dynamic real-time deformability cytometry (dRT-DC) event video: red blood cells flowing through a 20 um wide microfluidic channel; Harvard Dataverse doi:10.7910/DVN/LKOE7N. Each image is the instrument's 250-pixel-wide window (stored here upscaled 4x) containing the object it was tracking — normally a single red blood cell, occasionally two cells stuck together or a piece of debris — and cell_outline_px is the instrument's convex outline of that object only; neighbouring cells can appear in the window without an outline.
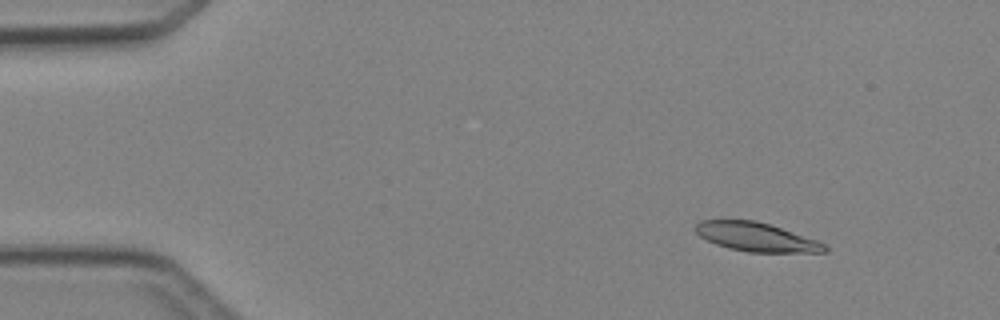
{"species": "Egyptian fruit bat (a non-hibernating species)", "species_latin": "Rousettus aegyptiacus", "temperature_condition": "cold", "stored_images_in_passage": 5, "camera_frame_rate_fps": 3000, "um_per_image_px": 0.085, "animal": {"sex": "female"}, "frame": {"image": 1, "passage_image": 2, "time_ms": 1.0, "image_size_px": [1000, 320], "cell_outline_px": [[828, 252], [748, 252], [728, 248], [716, 244], [700, 236], [692, 228], [700, 220], [756, 220], [816, 240], [824, 244], [828, 248]], "centroid_in_image_um": [64.24, 20.14], "position_along_channel_um": 20.8, "area_um2": 21.5}}
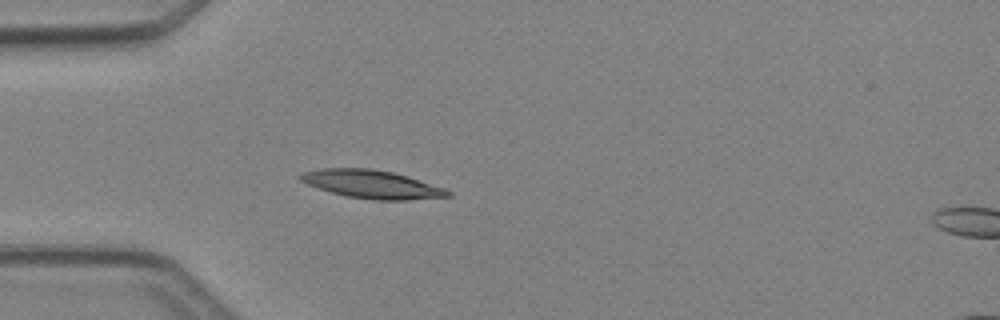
{"frame": {"image": 2, "passage_image": 4, "time_ms": 3.667, "image_size_px": [1000, 320], "cell_outline_px": [[452, 196], [408, 200], [372, 200], [348, 196], [332, 192], [308, 184], [300, 180], [296, 176], [304, 172], [320, 168], [372, 168], [392, 172], [408, 176], [444, 188], [452, 192]], "centroid_in_image_um": [31.62, 15.66], "position_along_channel_um": 53.4, "area_um2": 24.16}}